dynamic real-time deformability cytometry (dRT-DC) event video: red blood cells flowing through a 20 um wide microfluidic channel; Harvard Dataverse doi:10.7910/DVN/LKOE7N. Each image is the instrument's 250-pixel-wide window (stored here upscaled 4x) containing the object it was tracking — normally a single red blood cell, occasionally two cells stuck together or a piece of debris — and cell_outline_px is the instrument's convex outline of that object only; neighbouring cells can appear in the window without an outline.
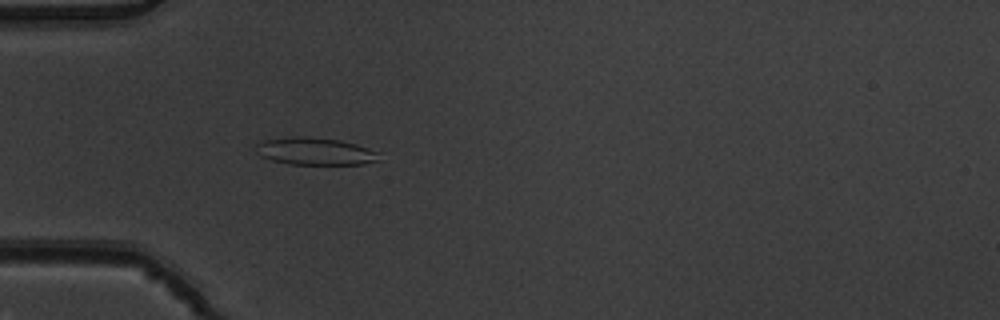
{"species": "common noctule bat (a hibernating species)", "species_latin": "Nyctalus noctula", "temperature_condition": "warm", "stored_images_in_passage": 5, "camera_frame_rate_fps": 3000, "um_per_image_px": 0.085, "animal": {"sex": "male", "body_mass_g": 19.5, "forearm_length_mm": 54.6}, "frame": {"image": 1, "passage_image": 5, "time_ms": 1.333, "image_size_px": [1000, 320], "cell_outline_px": [[380, 160], [364, 164], [288, 164], [272, 160], [260, 156], [256, 152], [256, 144], [264, 140], [292, 136], [308, 136], [340, 140], [356, 144], [380, 152]], "centroid_in_image_um": [26.8, 12.85], "position_along_channel_um": 58.2, "area_um2": 19.83}}